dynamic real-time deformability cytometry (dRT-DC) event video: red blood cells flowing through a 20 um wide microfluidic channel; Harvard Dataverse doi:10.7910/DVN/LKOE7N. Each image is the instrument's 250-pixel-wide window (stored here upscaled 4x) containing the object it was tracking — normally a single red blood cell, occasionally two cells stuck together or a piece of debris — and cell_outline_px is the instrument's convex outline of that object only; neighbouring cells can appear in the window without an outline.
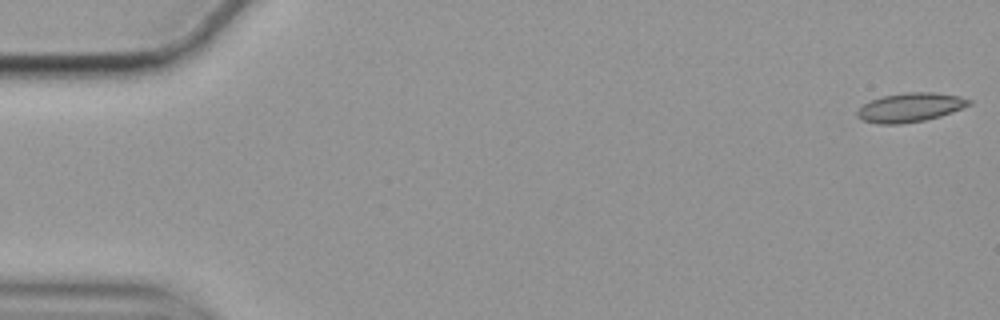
{"species": "common noctule bat (a hibernating species)", "species_latin": "Nyctalus noctula", "temperature_condition": "cold", "stored_images_in_passage": 7, "camera_frame_rate_fps": 3000, "um_per_image_px": 0.085, "animal": {"sex": "female", "body_mass_g": 19.9}, "frame": {"image": 1, "passage_image": 1, "time_ms": 0.0, "image_size_px": [1000, 320], "cell_outline_px": [[972, 104], [952, 112], [940, 116], [924, 120], [900, 124], [880, 124], [864, 120], [856, 116], [856, 112], [864, 104], [872, 100], [884, 96], [904, 92], [932, 92], [960, 96], [972, 100]], "centroid_in_image_um": [77.4, 9.12], "position_along_channel_um": 7.6, "area_um2": 18.79}}